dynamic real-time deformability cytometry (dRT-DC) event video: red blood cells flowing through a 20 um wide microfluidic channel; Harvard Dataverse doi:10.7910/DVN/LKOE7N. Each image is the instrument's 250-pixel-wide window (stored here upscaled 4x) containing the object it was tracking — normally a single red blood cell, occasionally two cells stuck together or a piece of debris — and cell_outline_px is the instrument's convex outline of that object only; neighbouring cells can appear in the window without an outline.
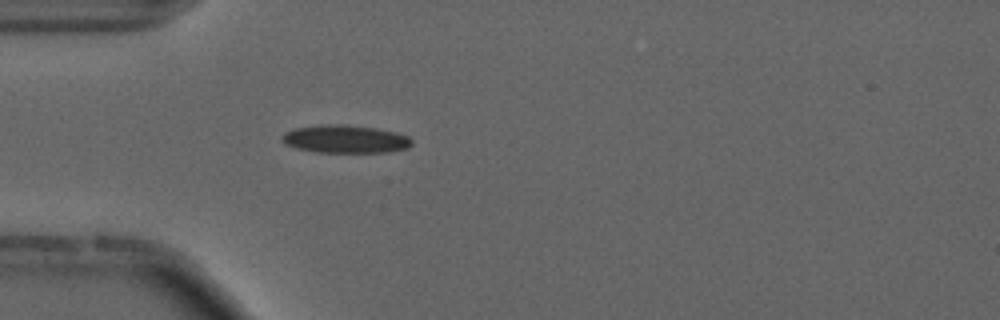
{"species": "common noctule bat (a hibernating species)", "species_latin": "Nyctalus noctula", "temperature_condition": "cold", "stored_images_in_passage": 36, "camera_frame_rate_fps": 3000, "um_per_image_px": 0.085, "animal": {"sex": "male", "forearm_length_mm": 52.5}, "frame": {"image": 1, "passage_image": 1, "time_ms": 0.0, "image_size_px": [1000, 320], "cell_outline_px": [[412, 144], [408, 148], [388, 152], [316, 152], [296, 148], [284, 144], [280, 140], [284, 132], [296, 128], [324, 124], [344, 124], [376, 128], [396, 132], [408, 136], [412, 140]], "centroid_in_image_um": [29.34, 11.82], "position_along_channel_um": 55.7, "area_um2": 21.27}, "authors_computed_cell_mechanics": {"area_um2": 19.652, "velocity_mm_per_s": 3.7194, "shape_relaxation_time_tau1_ms": 3.1122, "shape_relaxation_time_tau2_ms": 3.8527, "deformation_change_tau1": 0.1099, "deformation_change_tau2": 0.1244}}